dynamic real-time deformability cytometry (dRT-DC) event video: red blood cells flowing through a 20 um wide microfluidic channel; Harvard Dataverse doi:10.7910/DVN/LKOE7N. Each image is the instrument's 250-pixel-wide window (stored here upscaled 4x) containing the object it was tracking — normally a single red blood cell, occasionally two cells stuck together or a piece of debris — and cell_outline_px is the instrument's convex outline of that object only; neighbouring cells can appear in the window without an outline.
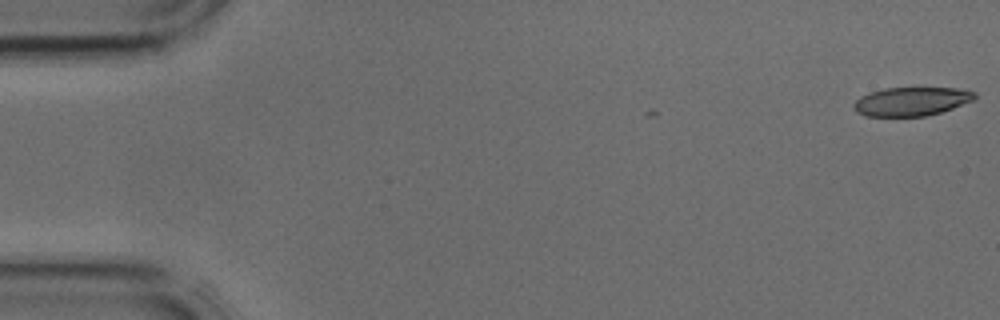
{"species": "common noctule bat (a hibernating species)", "species_latin": "Nyctalus noctula", "temperature_condition": "cold", "stored_images_in_passage": 5, "camera_frame_rate_fps": 3000, "um_per_image_px": 0.085, "animal": {"sex": "male", "body_mass_g": 17.9, "forearm_length_mm": 54.2}, "frame": {"image": 1, "passage_image": 1, "time_ms": 0.0, "image_size_px": [1000, 320], "cell_outline_px": [[976, 100], [940, 112], [924, 116], [864, 116], [856, 112], [852, 108], [852, 104], [860, 96], [884, 88], [956, 88], [976, 92]], "centroid_in_image_um": [77.46, 8.62], "position_along_channel_um": 7.5, "area_um2": 20.29}}